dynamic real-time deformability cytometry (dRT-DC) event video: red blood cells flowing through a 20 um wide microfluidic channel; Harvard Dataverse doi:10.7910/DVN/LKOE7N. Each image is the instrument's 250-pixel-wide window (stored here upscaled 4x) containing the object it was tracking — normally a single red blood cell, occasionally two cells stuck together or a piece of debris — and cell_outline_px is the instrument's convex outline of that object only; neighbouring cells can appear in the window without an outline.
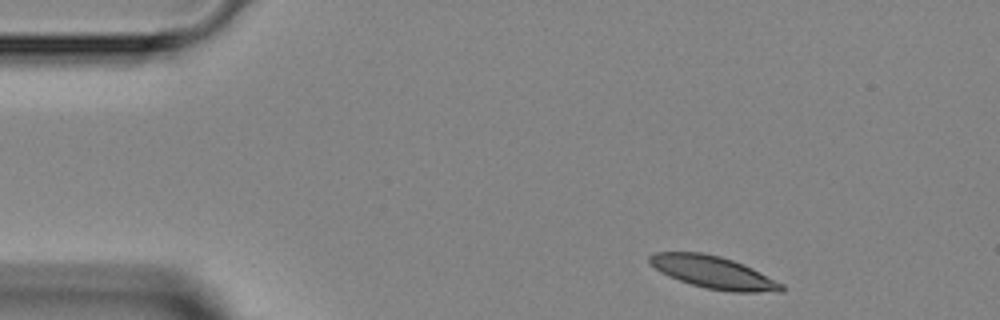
{"species": "Egyptian fruit bat (a non-hibernating species)", "species_latin": "Rousettus aegyptiacus", "temperature_condition": "room temperature", "stored_images_in_passage": 5, "segment_of_instrument_passage": [2, 2], "camera_frame_rate_fps": 3000, "um_per_image_px": 0.085, "animal": {"sex": "female"}, "frame": {"image": 1, "passage_image": 5, "time_ms": 4.667, "image_size_px": [1000, 320], "cell_outline_px": [[784, 292], [732, 292], [704, 288], [668, 276], [660, 272], [648, 264], [648, 256], [656, 252], [704, 252], [720, 256], [744, 264], [784, 284]], "centroid_in_image_um": [60.63, 23.15], "position_along_channel_um": 24.4, "area_um2": 25.09}}